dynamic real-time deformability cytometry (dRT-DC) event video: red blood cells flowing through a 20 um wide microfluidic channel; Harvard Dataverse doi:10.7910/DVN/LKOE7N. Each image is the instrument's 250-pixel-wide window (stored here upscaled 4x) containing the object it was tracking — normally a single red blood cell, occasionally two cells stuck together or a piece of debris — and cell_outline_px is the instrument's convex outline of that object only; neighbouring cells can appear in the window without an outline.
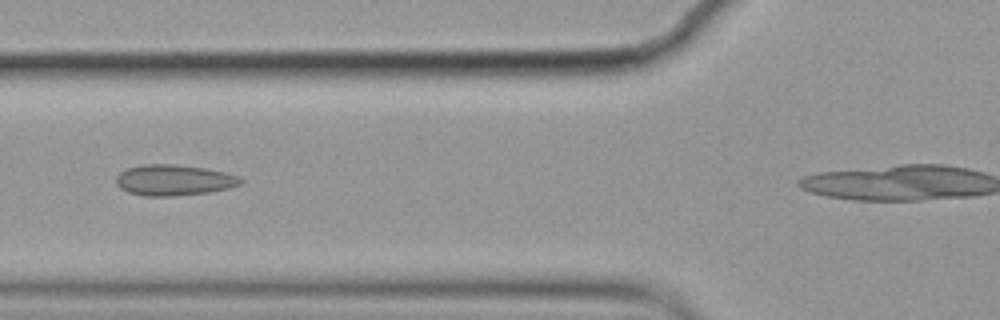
{"species": "common noctule bat (a hibernating species)", "species_latin": "Nyctalus noctula", "temperature_condition": "cold", "stored_images_in_passage": 8, "camera_frame_rate_fps": 3000, "um_per_image_px": 0.085, "animal": {"sex": "female", "body_mass_g": 19.9}, "frame": {"image": 1, "passage_image": 3, "time_ms": 0.667, "image_size_px": [1000, 320], "cell_outline_px": [[244, 184], [228, 188], [208, 192], [172, 196], [144, 196], [128, 192], [120, 188], [116, 184], [116, 176], [120, 172], [128, 168], [144, 164], [172, 164], [204, 168], [224, 172], [240, 176], [244, 180]], "centroid_in_image_um": [14.79, 15.31], "position_along_channel_um": 111.0, "area_um2": 22.43}}
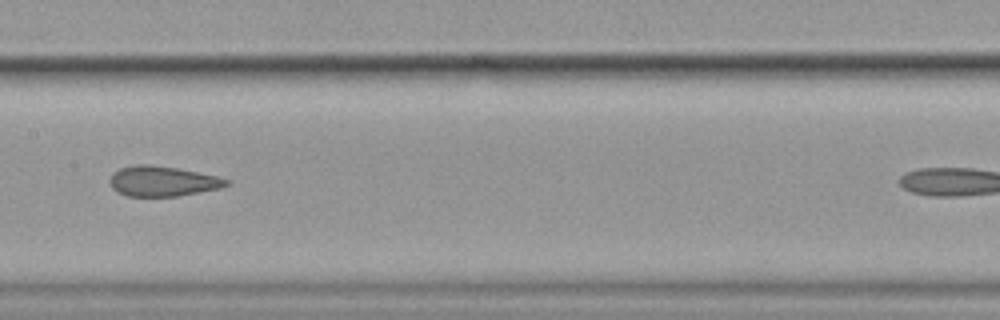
{"frame": {"image": 2, "passage_image": 5, "time_ms": 1.333, "image_size_px": [1000, 320], "cell_outline_px": [[228, 184], [220, 188], [176, 196], [128, 196], [116, 192], [112, 188], [108, 180], [112, 172], [120, 168], [140, 164], [144, 164], [176, 168], [216, 176], [228, 180]], "centroid_in_image_um": [13.74, 15.41], "position_along_channel_um": 193.7, "area_um2": 20.23}}
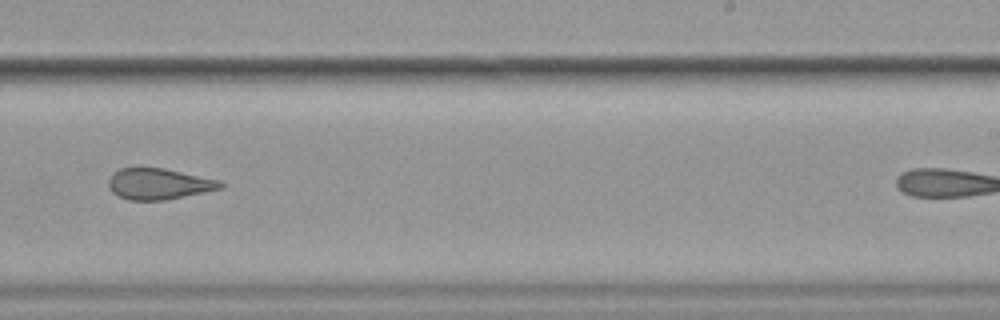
{"frame": {"image": 3, "passage_image": 7, "time_ms": 2.0, "image_size_px": [1000, 320], "cell_outline_px": [[224, 188], [164, 200], [128, 200], [112, 192], [108, 184], [108, 180], [112, 172], [120, 168], [136, 164], [140, 164], [164, 168], [220, 180], [224, 184]], "centroid_in_image_um": [13.44, 15.58], "position_along_channel_um": 275.6, "area_um2": 20.92}}